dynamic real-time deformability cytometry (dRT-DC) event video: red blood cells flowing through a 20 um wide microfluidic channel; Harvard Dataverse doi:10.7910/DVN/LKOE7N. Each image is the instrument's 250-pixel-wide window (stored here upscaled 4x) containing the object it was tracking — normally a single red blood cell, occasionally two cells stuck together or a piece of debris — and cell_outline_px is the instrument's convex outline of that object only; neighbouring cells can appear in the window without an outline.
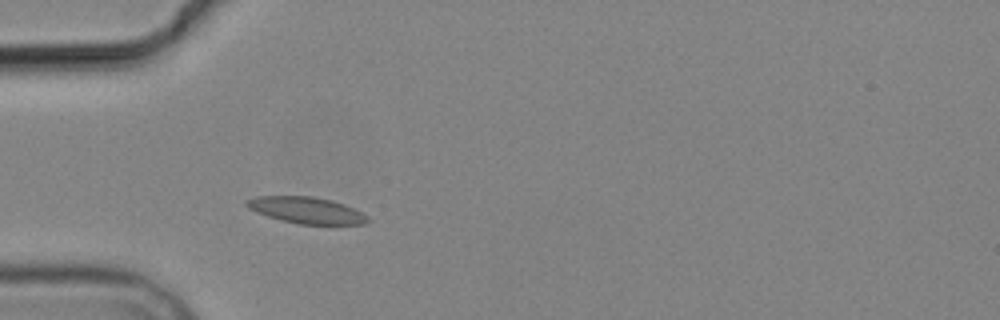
{"species": "common noctule bat (a hibernating species)", "species_latin": "Nyctalus noctula", "temperature_condition": "cold", "stored_images_in_passage": 2, "camera_frame_rate_fps": 3000, "um_per_image_px": 0.085, "animal": {"sex": "male", "body_mass_g": 19.2, "forearm_length_mm": 51.8}, "frame": {"image": 1, "passage_image": 2, "time_ms": 1.333, "image_size_px": [1000, 320], "cell_outline_px": [[368, 220], [364, 224], [300, 224], [280, 220], [268, 216], [248, 208], [244, 204], [244, 200], [256, 196], [312, 196], [332, 200], [344, 204], [368, 216]], "centroid_in_image_um": [26.0, 17.86], "position_along_channel_um": 59.0, "area_um2": 18.55}}